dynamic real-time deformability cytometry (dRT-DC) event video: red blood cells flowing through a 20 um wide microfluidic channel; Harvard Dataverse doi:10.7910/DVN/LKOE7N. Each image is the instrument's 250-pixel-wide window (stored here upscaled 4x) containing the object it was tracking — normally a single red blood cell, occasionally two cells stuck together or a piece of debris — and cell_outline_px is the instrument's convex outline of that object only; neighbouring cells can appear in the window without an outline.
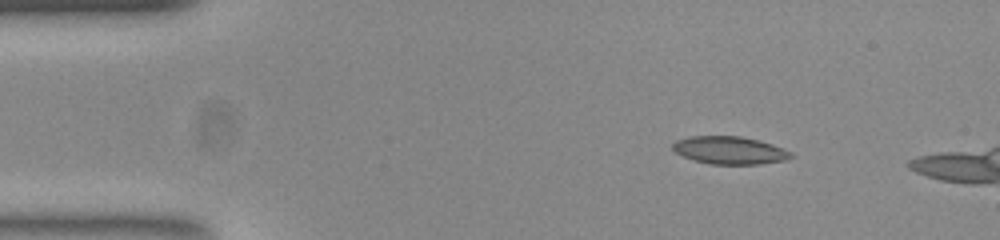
{"species": "common noctule bat (a hibernating species)", "species_latin": "Nyctalus noctula", "temperature_condition": "room temperature", "stored_images_in_passage": 7, "camera_frame_rate_fps": 3000, "um_per_image_px": 0.085, "animal": {"sex": "female", "body_mass_g": 23.0, "forearm_length_mm": 53.4}, "frame": {"image": 1, "passage_image": 1, "time_ms": 0.0, "image_size_px": [1000, 240], "cell_outline_px": [[796, 156], [784, 160], [760, 164], [712, 164], [692, 160], [676, 152], [672, 148], [672, 144], [676, 140], [688, 136], [740, 136], [760, 140], [772, 144], [792, 152]], "centroid_in_image_um": [62.03, 12.77], "position_along_channel_um": 23.0, "area_um2": 19.19}}